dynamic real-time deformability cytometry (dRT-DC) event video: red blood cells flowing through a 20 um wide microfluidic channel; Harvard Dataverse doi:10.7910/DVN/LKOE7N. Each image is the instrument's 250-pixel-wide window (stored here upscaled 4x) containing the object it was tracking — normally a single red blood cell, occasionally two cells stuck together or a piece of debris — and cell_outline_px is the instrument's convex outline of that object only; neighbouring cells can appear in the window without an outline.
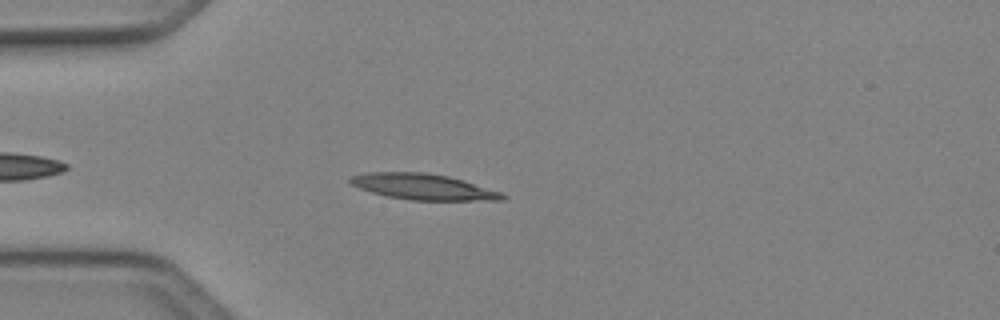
{"species": "Egyptian fruit bat (a non-hibernating species)", "species_latin": "Rousettus aegyptiacus", "temperature_condition": "cold", "stored_images_in_passage": 42, "camera_frame_rate_fps": 3000, "um_per_image_px": 0.085, "animal": {"sex": "female"}, "frame": {"image": 1, "passage_image": 6, "time_ms": 1.667, "image_size_px": [1000, 320], "cell_outline_px": [[508, 196], [504, 200], [412, 200], [388, 196], [372, 192], [360, 188], [352, 184], [348, 180], [348, 176], [368, 172], [424, 172], [448, 176], [504, 192]], "centroid_in_image_um": [36.0, 15.87], "position_along_channel_um": 49.0, "area_um2": 22.95}}
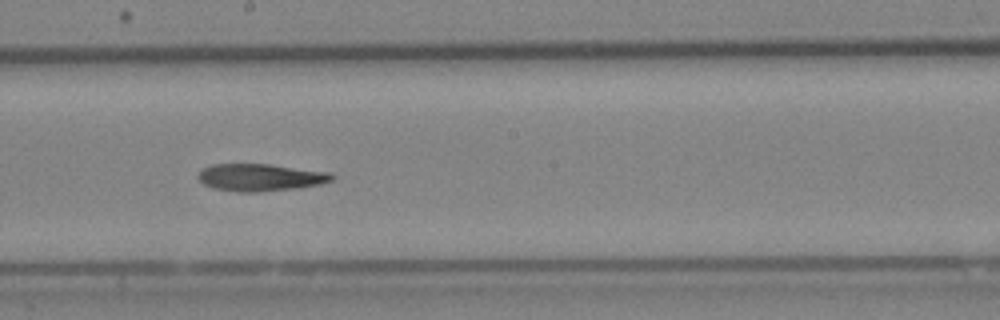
{"frame": {"image": 2, "passage_image": 20, "time_ms": 6.333, "image_size_px": [1000, 320], "cell_outline_px": [[336, 176], [332, 180], [320, 184], [296, 188], [256, 192], [236, 192], [216, 188], [204, 184], [196, 176], [200, 168], [212, 164], [268, 164], [332, 172]], "centroid_in_image_um": [22.12, 15.07], "position_along_channel_um": 226.1, "area_um2": 21.39}}
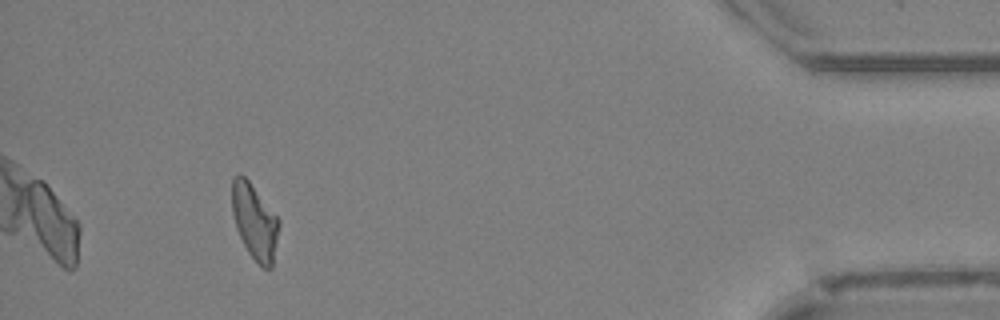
{"frame": {"image": 3, "passage_image": 38, "time_ms": 12.333, "image_size_px": [1000, 320], "cell_outline_px": [[280, 224], [272, 268], [264, 268], [248, 252], [236, 228], [232, 212], [232, 176], [240, 172], [248, 180], [280, 220]], "centroid_in_image_um": [21.64, 18.81], "position_along_channel_um": 413.6, "area_um2": 20.46}}